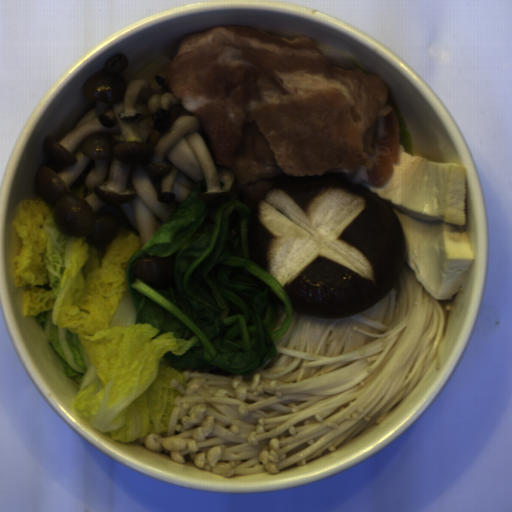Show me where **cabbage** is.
<instances>
[{
	"mask_svg": "<svg viewBox=\"0 0 512 512\" xmlns=\"http://www.w3.org/2000/svg\"><path fill=\"white\" fill-rule=\"evenodd\" d=\"M13 224L22 314L38 320L76 379L75 412L114 441L166 431L179 395L170 382L185 379L165 354H185L190 342L171 332L154 338L155 327L136 322L126 273L141 237L119 223L109 244L92 248L86 237L61 233L41 197L19 202Z\"/></svg>",
	"mask_w": 512,
	"mask_h": 512,
	"instance_id": "cabbage-1",
	"label": "cabbage"
}]
</instances>
